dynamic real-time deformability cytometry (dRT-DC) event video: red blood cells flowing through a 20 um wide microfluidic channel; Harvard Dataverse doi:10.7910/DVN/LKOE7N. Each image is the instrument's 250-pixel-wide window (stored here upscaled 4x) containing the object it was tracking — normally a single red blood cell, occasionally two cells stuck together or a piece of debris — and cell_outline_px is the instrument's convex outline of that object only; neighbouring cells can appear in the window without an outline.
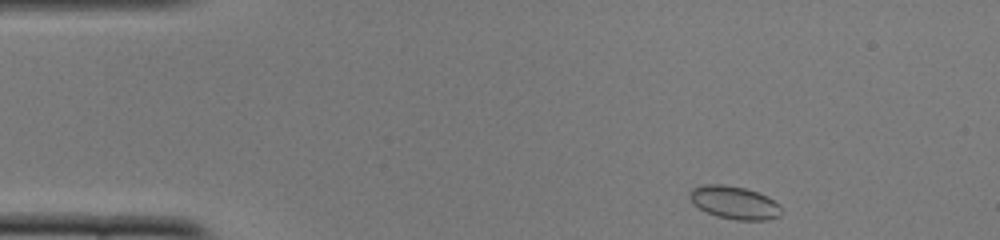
{"species": "common noctule bat (a hibernating species)", "species_latin": "Nyctalus noctula", "temperature_condition": "cold", "stored_images_in_passage": 46, "camera_frame_rate_fps": 3000, "um_per_image_px": 0.085, "animal": {"sex": "female", "body_mass_g": 22.0, "forearm_length_mm": 56.7}, "frame": {"image": 1, "passage_image": 1, "time_ms": 0.0, "image_size_px": [1000, 240], "cell_outline_px": [[780, 216], [768, 220], [736, 220], [716, 216], [692, 204], [688, 196], [688, 192], [692, 188], [704, 184], [724, 184], [744, 188], [768, 196], [780, 204]], "centroid_in_image_um": [62.4, 17.21], "position_along_channel_um": 22.6, "area_um2": 17.74}}
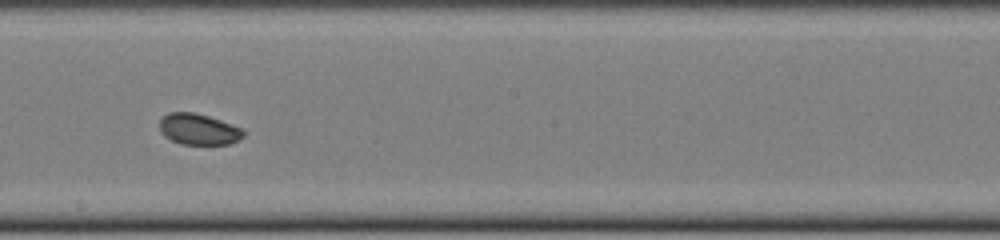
{"frame": {"image": 2, "passage_image": 23, "time_ms": 7.333, "image_size_px": [1000, 240], "cell_outline_px": [[244, 136], [240, 140], [228, 144], [180, 144], [164, 136], [160, 132], [160, 120], [168, 112], [196, 112], [220, 120], [240, 128], [244, 132]], "centroid_in_image_um": [16.86, 10.99], "position_along_channel_um": 231.3, "area_um2": 15.14}}
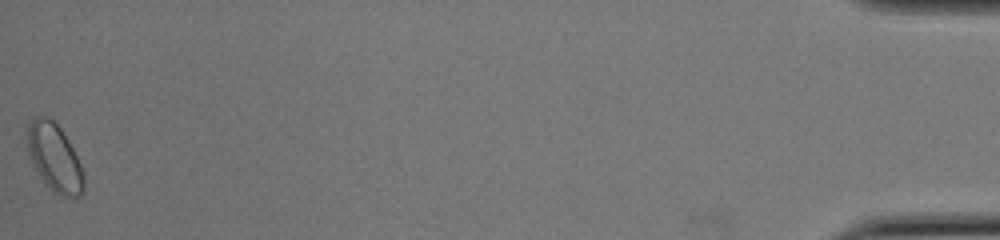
{"frame": {"image": 3, "passage_image": 46, "time_ms": 15.0, "image_size_px": [1000, 240], "cell_outline_px": [[84, 192], [80, 196], [60, 196], [44, 184], [28, 156], [24, 136], [24, 128], [36, 116], [48, 116], [60, 128], [68, 140], [80, 164], [84, 176]], "centroid_in_image_um": [4.57, 13.37], "position_along_channel_um": 430.6, "area_um2": 22.72}, "authors_computed_cell_mechanics": {"area_um2": 16.0395, "velocity_mm_per_s": 3.8511, "shape_relaxation_time_tau1_ms": 7.3228, "shape_relaxation_time_tau2_ms": null, "deformation_change_tau1": 0.052, "deformation_change_tau2": null}}